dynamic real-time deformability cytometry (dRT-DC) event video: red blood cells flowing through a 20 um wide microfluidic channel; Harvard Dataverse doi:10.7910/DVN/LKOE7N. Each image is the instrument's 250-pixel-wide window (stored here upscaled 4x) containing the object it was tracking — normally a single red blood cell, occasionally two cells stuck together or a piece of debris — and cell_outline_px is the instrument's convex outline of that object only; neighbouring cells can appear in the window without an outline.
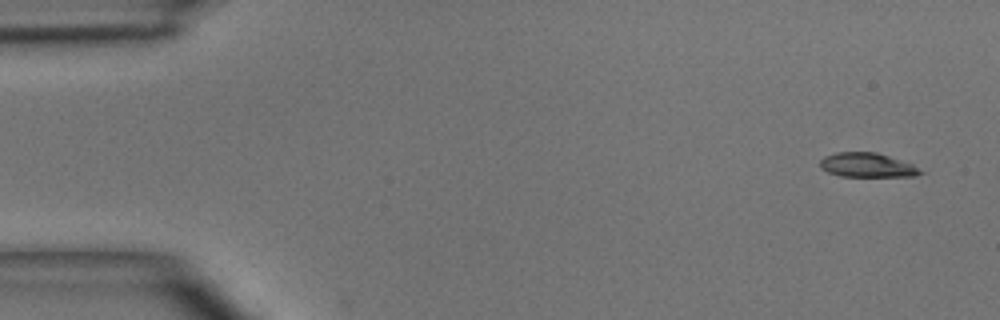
{"species": "common noctule bat (a hibernating species)", "species_latin": "Nyctalus noctula", "temperature_condition": "room temperature", "stored_images_in_passage": 4, "camera_frame_rate_fps": 3000, "um_per_image_px": 0.085, "animal": {"sex": "male", "body_mass_g": 15.6}, "frame": {"image": 1, "passage_image": 1, "time_ms": 0.0, "image_size_px": [1000, 320], "cell_outline_px": [[924, 172], [916, 176], [840, 176], [828, 172], [820, 168], [820, 160], [824, 156], [836, 152], [876, 152], [912, 164]], "centroid_in_image_um": [73.68, 14.03], "position_along_channel_um": 11.3, "area_um2": 14.1}}